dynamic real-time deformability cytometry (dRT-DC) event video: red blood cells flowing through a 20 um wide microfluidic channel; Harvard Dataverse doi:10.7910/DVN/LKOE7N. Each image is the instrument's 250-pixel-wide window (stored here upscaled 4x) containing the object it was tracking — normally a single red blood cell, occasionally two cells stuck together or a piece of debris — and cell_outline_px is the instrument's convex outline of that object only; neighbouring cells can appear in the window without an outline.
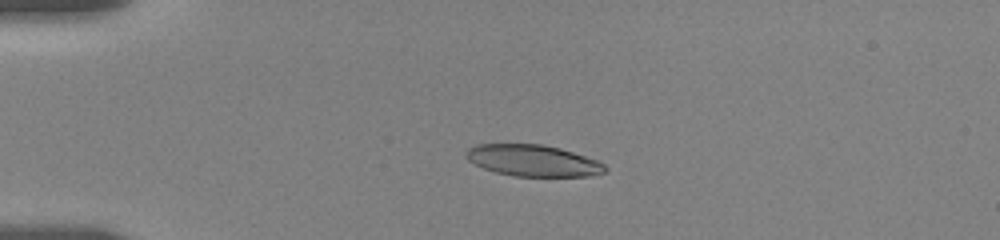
{"species": "human", "species_latin": "Homo sapiens", "temperature_condition": "room temperature", "stored_images_in_passage": 8, "camera_frame_rate_fps": 3000, "um_per_image_px": 0.085, "donor": {"sex": "female"}, "frame": {"image": 1, "passage_image": 7, "time_ms": 4.333, "image_size_px": [1000, 240], "cell_outline_px": [[608, 168], [604, 172], [592, 176], [512, 176], [496, 172], [484, 168], [468, 160], [468, 148], [476, 144], [540, 144], [560, 148], [600, 160]], "centroid_in_image_um": [45.37, 13.65], "position_along_channel_um": 39.6, "area_um2": 25.43}}